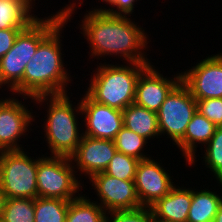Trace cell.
<instances>
[{
  "label": "cell",
  "mask_w": 222,
  "mask_h": 222,
  "mask_svg": "<svg viewBox=\"0 0 222 222\" xmlns=\"http://www.w3.org/2000/svg\"><path fill=\"white\" fill-rule=\"evenodd\" d=\"M85 12L78 28L89 45L90 51L86 53H89L90 61L118 57L122 63L152 64V58L149 59L146 53L151 48L148 45L151 39L135 19L87 9Z\"/></svg>",
  "instance_id": "1"
},
{
  "label": "cell",
  "mask_w": 222,
  "mask_h": 222,
  "mask_svg": "<svg viewBox=\"0 0 222 222\" xmlns=\"http://www.w3.org/2000/svg\"><path fill=\"white\" fill-rule=\"evenodd\" d=\"M72 1L57 11L64 14L65 19L38 45L35 54L26 65L22 81L9 94L34 98L40 95L70 93L67 91L70 88L68 85L73 83L71 81H74L72 77L75 75H71L64 63L66 56H63L65 52L62 48V33L65 25L75 17L73 14L77 13L76 9H80L79 6L82 7L85 2Z\"/></svg>",
  "instance_id": "2"
},
{
  "label": "cell",
  "mask_w": 222,
  "mask_h": 222,
  "mask_svg": "<svg viewBox=\"0 0 222 222\" xmlns=\"http://www.w3.org/2000/svg\"><path fill=\"white\" fill-rule=\"evenodd\" d=\"M69 95L70 93L40 95L33 98L34 105L38 104L39 106L36 105L35 107L39 110H46L44 114L46 116L41 119V123L42 120H45L43 125L41 124V128L44 132L42 138L46 142L47 149L50 150V152H46L48 156L70 157L78 148L83 136V128H81L83 127L82 110L79 98H77L76 103L70 100Z\"/></svg>",
  "instance_id": "3"
},
{
  "label": "cell",
  "mask_w": 222,
  "mask_h": 222,
  "mask_svg": "<svg viewBox=\"0 0 222 222\" xmlns=\"http://www.w3.org/2000/svg\"><path fill=\"white\" fill-rule=\"evenodd\" d=\"M111 62L97 61L83 91L96 103L123 110L134 103L137 80L150 64Z\"/></svg>",
  "instance_id": "4"
},
{
  "label": "cell",
  "mask_w": 222,
  "mask_h": 222,
  "mask_svg": "<svg viewBox=\"0 0 222 222\" xmlns=\"http://www.w3.org/2000/svg\"><path fill=\"white\" fill-rule=\"evenodd\" d=\"M52 13L48 17H38L21 30L11 50L0 59L1 92L7 90L10 93L22 81L26 65L38 45L65 19L64 14L57 11Z\"/></svg>",
  "instance_id": "5"
},
{
  "label": "cell",
  "mask_w": 222,
  "mask_h": 222,
  "mask_svg": "<svg viewBox=\"0 0 222 222\" xmlns=\"http://www.w3.org/2000/svg\"><path fill=\"white\" fill-rule=\"evenodd\" d=\"M45 155L38 156L37 197L68 201L79 197L85 182L78 177L70 157Z\"/></svg>",
  "instance_id": "6"
},
{
  "label": "cell",
  "mask_w": 222,
  "mask_h": 222,
  "mask_svg": "<svg viewBox=\"0 0 222 222\" xmlns=\"http://www.w3.org/2000/svg\"><path fill=\"white\" fill-rule=\"evenodd\" d=\"M26 151L0 152V187L7 199L37 198L38 156Z\"/></svg>",
  "instance_id": "7"
},
{
  "label": "cell",
  "mask_w": 222,
  "mask_h": 222,
  "mask_svg": "<svg viewBox=\"0 0 222 222\" xmlns=\"http://www.w3.org/2000/svg\"><path fill=\"white\" fill-rule=\"evenodd\" d=\"M3 93L7 97H0V152L22 150L26 145L21 138H29L27 135L34 131L31 127L36 126L33 122L39 115L35 116L36 112H33L32 109L34 105L28 108L31 103H34L33 97L18 96L23 99L19 100L16 95L8 94V96L4 91ZM28 99L30 100L29 105L26 104ZM21 142L23 144H20Z\"/></svg>",
  "instance_id": "8"
},
{
  "label": "cell",
  "mask_w": 222,
  "mask_h": 222,
  "mask_svg": "<svg viewBox=\"0 0 222 222\" xmlns=\"http://www.w3.org/2000/svg\"><path fill=\"white\" fill-rule=\"evenodd\" d=\"M197 112L196 99L180 81L167 95L157 113L161 138L165 135L176 145L185 135L186 128Z\"/></svg>",
  "instance_id": "9"
},
{
  "label": "cell",
  "mask_w": 222,
  "mask_h": 222,
  "mask_svg": "<svg viewBox=\"0 0 222 222\" xmlns=\"http://www.w3.org/2000/svg\"><path fill=\"white\" fill-rule=\"evenodd\" d=\"M194 66L181 70V81L198 100L222 98V52L202 57Z\"/></svg>",
  "instance_id": "10"
},
{
  "label": "cell",
  "mask_w": 222,
  "mask_h": 222,
  "mask_svg": "<svg viewBox=\"0 0 222 222\" xmlns=\"http://www.w3.org/2000/svg\"><path fill=\"white\" fill-rule=\"evenodd\" d=\"M167 168L161 159L155 160L154 156L138 163L134 181L142 207H151L176 185L170 169Z\"/></svg>",
  "instance_id": "11"
},
{
  "label": "cell",
  "mask_w": 222,
  "mask_h": 222,
  "mask_svg": "<svg viewBox=\"0 0 222 222\" xmlns=\"http://www.w3.org/2000/svg\"><path fill=\"white\" fill-rule=\"evenodd\" d=\"M89 184L97 195V202L106 212L142 208L138 199L135 181L120 180L104 172L94 174Z\"/></svg>",
  "instance_id": "12"
},
{
  "label": "cell",
  "mask_w": 222,
  "mask_h": 222,
  "mask_svg": "<svg viewBox=\"0 0 222 222\" xmlns=\"http://www.w3.org/2000/svg\"><path fill=\"white\" fill-rule=\"evenodd\" d=\"M81 95L83 135L114 140L124 126L122 110L96 103L85 92Z\"/></svg>",
  "instance_id": "13"
},
{
  "label": "cell",
  "mask_w": 222,
  "mask_h": 222,
  "mask_svg": "<svg viewBox=\"0 0 222 222\" xmlns=\"http://www.w3.org/2000/svg\"><path fill=\"white\" fill-rule=\"evenodd\" d=\"M117 149L113 140L93 138L83 135L78 148L70 156L76 173L83 180L90 179L94 174L104 172L110 160L116 154Z\"/></svg>",
  "instance_id": "14"
},
{
  "label": "cell",
  "mask_w": 222,
  "mask_h": 222,
  "mask_svg": "<svg viewBox=\"0 0 222 222\" xmlns=\"http://www.w3.org/2000/svg\"><path fill=\"white\" fill-rule=\"evenodd\" d=\"M157 66L150 64L136 83L134 103L157 112L170 91L181 81L180 71L172 77L163 76Z\"/></svg>",
  "instance_id": "15"
},
{
  "label": "cell",
  "mask_w": 222,
  "mask_h": 222,
  "mask_svg": "<svg viewBox=\"0 0 222 222\" xmlns=\"http://www.w3.org/2000/svg\"><path fill=\"white\" fill-rule=\"evenodd\" d=\"M178 182L170 192L151 206L153 215L170 222H187L192 201V187H185Z\"/></svg>",
  "instance_id": "16"
},
{
  "label": "cell",
  "mask_w": 222,
  "mask_h": 222,
  "mask_svg": "<svg viewBox=\"0 0 222 222\" xmlns=\"http://www.w3.org/2000/svg\"><path fill=\"white\" fill-rule=\"evenodd\" d=\"M217 126L198 111L188 124L184 137L176 144L186 165L196 156L198 145L202 150L215 133ZM202 145V146H201Z\"/></svg>",
  "instance_id": "17"
},
{
  "label": "cell",
  "mask_w": 222,
  "mask_h": 222,
  "mask_svg": "<svg viewBox=\"0 0 222 222\" xmlns=\"http://www.w3.org/2000/svg\"><path fill=\"white\" fill-rule=\"evenodd\" d=\"M124 126L145 138L149 143L161 138L157 113L132 103L122 110ZM152 139V140H151Z\"/></svg>",
  "instance_id": "18"
},
{
  "label": "cell",
  "mask_w": 222,
  "mask_h": 222,
  "mask_svg": "<svg viewBox=\"0 0 222 222\" xmlns=\"http://www.w3.org/2000/svg\"><path fill=\"white\" fill-rule=\"evenodd\" d=\"M207 188L202 185L200 189L192 188V201L187 222H213L222 201V189ZM197 189V190H196ZM214 189V190H213ZM221 191V192H220ZM218 192V193H217ZM220 193V194H219Z\"/></svg>",
  "instance_id": "19"
},
{
  "label": "cell",
  "mask_w": 222,
  "mask_h": 222,
  "mask_svg": "<svg viewBox=\"0 0 222 222\" xmlns=\"http://www.w3.org/2000/svg\"><path fill=\"white\" fill-rule=\"evenodd\" d=\"M28 0H0V30L25 29L39 16Z\"/></svg>",
  "instance_id": "20"
},
{
  "label": "cell",
  "mask_w": 222,
  "mask_h": 222,
  "mask_svg": "<svg viewBox=\"0 0 222 222\" xmlns=\"http://www.w3.org/2000/svg\"><path fill=\"white\" fill-rule=\"evenodd\" d=\"M205 149V150H204ZM204 149L201 152H204L200 155H203L200 159V155L198 153L186 166L191 168L194 166H198L196 164L197 161L202 160L201 164L207 170V173L212 175V179H216L215 181L218 183V187H222V126L217 127L214 135L210 139V141L204 146ZM197 157L199 159L197 160ZM209 171V172H208ZM211 171V172H210Z\"/></svg>",
  "instance_id": "21"
},
{
  "label": "cell",
  "mask_w": 222,
  "mask_h": 222,
  "mask_svg": "<svg viewBox=\"0 0 222 222\" xmlns=\"http://www.w3.org/2000/svg\"><path fill=\"white\" fill-rule=\"evenodd\" d=\"M65 222H106V211L86 194L69 203Z\"/></svg>",
  "instance_id": "22"
},
{
  "label": "cell",
  "mask_w": 222,
  "mask_h": 222,
  "mask_svg": "<svg viewBox=\"0 0 222 222\" xmlns=\"http://www.w3.org/2000/svg\"><path fill=\"white\" fill-rule=\"evenodd\" d=\"M69 203L59 198H35L34 222H65Z\"/></svg>",
  "instance_id": "23"
},
{
  "label": "cell",
  "mask_w": 222,
  "mask_h": 222,
  "mask_svg": "<svg viewBox=\"0 0 222 222\" xmlns=\"http://www.w3.org/2000/svg\"><path fill=\"white\" fill-rule=\"evenodd\" d=\"M113 141L117 152L134 157L138 160H144L152 156L145 153L146 151H150L148 147L149 142L125 126L121 128ZM147 148L149 150H146Z\"/></svg>",
  "instance_id": "24"
},
{
  "label": "cell",
  "mask_w": 222,
  "mask_h": 222,
  "mask_svg": "<svg viewBox=\"0 0 222 222\" xmlns=\"http://www.w3.org/2000/svg\"><path fill=\"white\" fill-rule=\"evenodd\" d=\"M34 199L9 198L6 200L1 222H34Z\"/></svg>",
  "instance_id": "25"
},
{
  "label": "cell",
  "mask_w": 222,
  "mask_h": 222,
  "mask_svg": "<svg viewBox=\"0 0 222 222\" xmlns=\"http://www.w3.org/2000/svg\"><path fill=\"white\" fill-rule=\"evenodd\" d=\"M139 162L134 157L116 152L104 173L120 180L134 181Z\"/></svg>",
  "instance_id": "26"
},
{
  "label": "cell",
  "mask_w": 222,
  "mask_h": 222,
  "mask_svg": "<svg viewBox=\"0 0 222 222\" xmlns=\"http://www.w3.org/2000/svg\"><path fill=\"white\" fill-rule=\"evenodd\" d=\"M153 213L151 207L135 210L106 212V222H149Z\"/></svg>",
  "instance_id": "27"
},
{
  "label": "cell",
  "mask_w": 222,
  "mask_h": 222,
  "mask_svg": "<svg viewBox=\"0 0 222 222\" xmlns=\"http://www.w3.org/2000/svg\"><path fill=\"white\" fill-rule=\"evenodd\" d=\"M197 111L217 127L222 126V98H211L196 101Z\"/></svg>",
  "instance_id": "28"
},
{
  "label": "cell",
  "mask_w": 222,
  "mask_h": 222,
  "mask_svg": "<svg viewBox=\"0 0 222 222\" xmlns=\"http://www.w3.org/2000/svg\"><path fill=\"white\" fill-rule=\"evenodd\" d=\"M138 1L141 0H116L105 12L111 15L136 16L133 14L135 13V7H137L136 4L139 3Z\"/></svg>",
  "instance_id": "29"
},
{
  "label": "cell",
  "mask_w": 222,
  "mask_h": 222,
  "mask_svg": "<svg viewBox=\"0 0 222 222\" xmlns=\"http://www.w3.org/2000/svg\"><path fill=\"white\" fill-rule=\"evenodd\" d=\"M23 29L0 30V59L11 50L19 32Z\"/></svg>",
  "instance_id": "30"
},
{
  "label": "cell",
  "mask_w": 222,
  "mask_h": 222,
  "mask_svg": "<svg viewBox=\"0 0 222 222\" xmlns=\"http://www.w3.org/2000/svg\"><path fill=\"white\" fill-rule=\"evenodd\" d=\"M101 1H102L101 3H104L105 5H103V6L101 5V7L99 5L97 7L92 6V8H90L89 10L95 11V12H105L107 10L108 6L110 7L116 0H101ZM98 2H100V0H98ZM106 5H107V7H106Z\"/></svg>",
  "instance_id": "31"
},
{
  "label": "cell",
  "mask_w": 222,
  "mask_h": 222,
  "mask_svg": "<svg viewBox=\"0 0 222 222\" xmlns=\"http://www.w3.org/2000/svg\"><path fill=\"white\" fill-rule=\"evenodd\" d=\"M6 200H7V197L4 194L2 188L0 187V221H1V217H2V213H3V210H4Z\"/></svg>",
  "instance_id": "32"
},
{
  "label": "cell",
  "mask_w": 222,
  "mask_h": 222,
  "mask_svg": "<svg viewBox=\"0 0 222 222\" xmlns=\"http://www.w3.org/2000/svg\"><path fill=\"white\" fill-rule=\"evenodd\" d=\"M213 222H222V201L219 205L218 211L215 215V218H214Z\"/></svg>",
  "instance_id": "33"
},
{
  "label": "cell",
  "mask_w": 222,
  "mask_h": 222,
  "mask_svg": "<svg viewBox=\"0 0 222 222\" xmlns=\"http://www.w3.org/2000/svg\"><path fill=\"white\" fill-rule=\"evenodd\" d=\"M149 222H170V221L161 220L159 218H156L154 215H152Z\"/></svg>",
  "instance_id": "34"
},
{
  "label": "cell",
  "mask_w": 222,
  "mask_h": 222,
  "mask_svg": "<svg viewBox=\"0 0 222 222\" xmlns=\"http://www.w3.org/2000/svg\"><path fill=\"white\" fill-rule=\"evenodd\" d=\"M28 1H29L34 7L36 6V5H35V3H36L35 0H28Z\"/></svg>",
  "instance_id": "35"
}]
</instances>
